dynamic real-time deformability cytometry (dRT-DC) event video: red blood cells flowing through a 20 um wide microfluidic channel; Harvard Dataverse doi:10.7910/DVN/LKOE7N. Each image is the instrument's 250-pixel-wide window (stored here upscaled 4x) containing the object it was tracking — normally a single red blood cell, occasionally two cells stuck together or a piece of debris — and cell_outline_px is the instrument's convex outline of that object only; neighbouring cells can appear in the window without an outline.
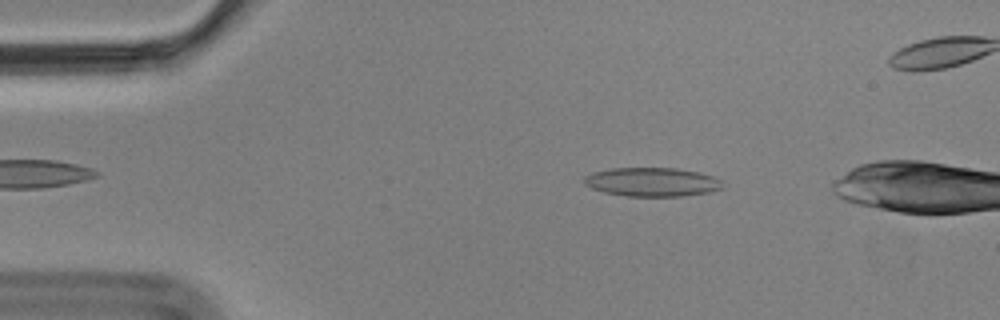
{"species": "Egyptian fruit bat (a non-hibernating species)", "species_latin": "Rousettus aegyptiacus", "temperature_condition": "cold", "stored_images_in_passage": 4, "camera_frame_rate_fps": 3000, "um_per_image_px": 0.085, "animal": {"sex": "male"}, "frame": {"image": 1, "passage_image": 2, "time_ms": 0.333, "image_size_px": [1000, 320], "cell_outline_px": [[724, 188], [708, 192], [680, 196], [628, 196], [604, 192], [592, 188], [584, 184], [584, 176], [592, 172], [612, 168], [676, 168], [700, 172], [712, 176], [720, 180]], "centroid_in_image_um": [55.41, 15.46], "position_along_channel_um": 29.6, "area_um2": 23.24}}